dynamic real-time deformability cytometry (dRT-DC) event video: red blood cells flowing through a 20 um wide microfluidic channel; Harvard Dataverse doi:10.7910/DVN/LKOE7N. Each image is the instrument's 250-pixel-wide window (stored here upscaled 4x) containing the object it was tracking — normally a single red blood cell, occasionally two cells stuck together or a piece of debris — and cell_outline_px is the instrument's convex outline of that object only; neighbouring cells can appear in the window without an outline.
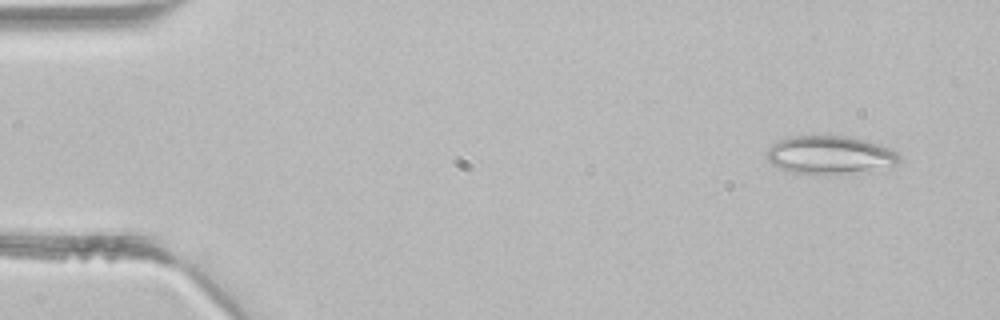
{"species": "common noctule bat (a hibernating species)", "species_latin": "Nyctalus noctula", "temperature_condition": "room temperature", "stored_images_in_passage": 3, "camera_frame_rate_fps": 3000, "um_per_image_px": 0.085, "animal": {"sex": "male", "body_mass_g": 21.5, "forearm_length_mm": 52.0}, "frame": {"image": 1, "passage_image": 1, "time_ms": 0.0, "image_size_px": [1000, 320], "cell_outline_px": [[900, 160], [896, 164], [868, 172], [836, 176], [792, 172], [780, 168], [772, 164], [764, 156], [772, 144], [788, 136], [828, 132], [868, 140], [880, 144], [896, 152], [900, 156]], "centroid_in_image_um": [70.54, 13.15], "position_along_channel_um": 14.5, "area_um2": 31.04}}